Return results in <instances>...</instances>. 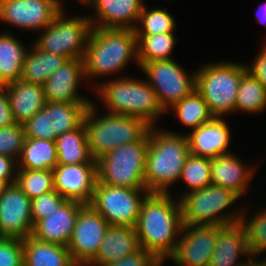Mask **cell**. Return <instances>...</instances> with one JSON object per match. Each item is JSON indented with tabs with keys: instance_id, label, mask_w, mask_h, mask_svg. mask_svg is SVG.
Wrapping results in <instances>:
<instances>
[{
	"instance_id": "obj_48",
	"label": "cell",
	"mask_w": 266,
	"mask_h": 266,
	"mask_svg": "<svg viewBox=\"0 0 266 266\" xmlns=\"http://www.w3.org/2000/svg\"><path fill=\"white\" fill-rule=\"evenodd\" d=\"M62 6H63V3H62V0H57ZM79 3H82L83 5L86 4L87 0H77Z\"/></svg>"
},
{
	"instance_id": "obj_25",
	"label": "cell",
	"mask_w": 266,
	"mask_h": 266,
	"mask_svg": "<svg viewBox=\"0 0 266 266\" xmlns=\"http://www.w3.org/2000/svg\"><path fill=\"white\" fill-rule=\"evenodd\" d=\"M67 246L40 241L33 236L23 239V266H73Z\"/></svg>"
},
{
	"instance_id": "obj_18",
	"label": "cell",
	"mask_w": 266,
	"mask_h": 266,
	"mask_svg": "<svg viewBox=\"0 0 266 266\" xmlns=\"http://www.w3.org/2000/svg\"><path fill=\"white\" fill-rule=\"evenodd\" d=\"M144 0H87L84 6L94 9L89 16L92 27L135 29Z\"/></svg>"
},
{
	"instance_id": "obj_7",
	"label": "cell",
	"mask_w": 266,
	"mask_h": 266,
	"mask_svg": "<svg viewBox=\"0 0 266 266\" xmlns=\"http://www.w3.org/2000/svg\"><path fill=\"white\" fill-rule=\"evenodd\" d=\"M182 223L192 225H230L241 222L242 211L224 212L229 206L239 200V196L229 189L208 185L205 188L193 190L178 195ZM238 211V212H237ZM240 212V213H239Z\"/></svg>"
},
{
	"instance_id": "obj_6",
	"label": "cell",
	"mask_w": 266,
	"mask_h": 266,
	"mask_svg": "<svg viewBox=\"0 0 266 266\" xmlns=\"http://www.w3.org/2000/svg\"><path fill=\"white\" fill-rule=\"evenodd\" d=\"M245 64L234 62L209 63L196 72V90L203 97L213 117L235 112L241 76Z\"/></svg>"
},
{
	"instance_id": "obj_49",
	"label": "cell",
	"mask_w": 266,
	"mask_h": 266,
	"mask_svg": "<svg viewBox=\"0 0 266 266\" xmlns=\"http://www.w3.org/2000/svg\"><path fill=\"white\" fill-rule=\"evenodd\" d=\"M73 266H89L87 264H78V263H75Z\"/></svg>"
},
{
	"instance_id": "obj_12",
	"label": "cell",
	"mask_w": 266,
	"mask_h": 266,
	"mask_svg": "<svg viewBox=\"0 0 266 266\" xmlns=\"http://www.w3.org/2000/svg\"><path fill=\"white\" fill-rule=\"evenodd\" d=\"M109 226L90 204L81 207L67 245L74 263L88 264L96 256Z\"/></svg>"
},
{
	"instance_id": "obj_35",
	"label": "cell",
	"mask_w": 266,
	"mask_h": 266,
	"mask_svg": "<svg viewBox=\"0 0 266 266\" xmlns=\"http://www.w3.org/2000/svg\"><path fill=\"white\" fill-rule=\"evenodd\" d=\"M211 158L190 154L183 166L179 181H183L187 188L185 193L211 185Z\"/></svg>"
},
{
	"instance_id": "obj_5",
	"label": "cell",
	"mask_w": 266,
	"mask_h": 266,
	"mask_svg": "<svg viewBox=\"0 0 266 266\" xmlns=\"http://www.w3.org/2000/svg\"><path fill=\"white\" fill-rule=\"evenodd\" d=\"M95 105L94 102L89 105L83 120L94 160L97 161L115 148L144 141L149 136L152 126L143 119L109 112L98 116Z\"/></svg>"
},
{
	"instance_id": "obj_10",
	"label": "cell",
	"mask_w": 266,
	"mask_h": 266,
	"mask_svg": "<svg viewBox=\"0 0 266 266\" xmlns=\"http://www.w3.org/2000/svg\"><path fill=\"white\" fill-rule=\"evenodd\" d=\"M147 189H130L96 182L89 203L110 225L135 227Z\"/></svg>"
},
{
	"instance_id": "obj_17",
	"label": "cell",
	"mask_w": 266,
	"mask_h": 266,
	"mask_svg": "<svg viewBox=\"0 0 266 266\" xmlns=\"http://www.w3.org/2000/svg\"><path fill=\"white\" fill-rule=\"evenodd\" d=\"M86 80L83 59L72 58L56 70L43 84L46 102H92L79 95L81 80Z\"/></svg>"
},
{
	"instance_id": "obj_3",
	"label": "cell",
	"mask_w": 266,
	"mask_h": 266,
	"mask_svg": "<svg viewBox=\"0 0 266 266\" xmlns=\"http://www.w3.org/2000/svg\"><path fill=\"white\" fill-rule=\"evenodd\" d=\"M190 155L187 135L152 127L145 163V187L150 193H170Z\"/></svg>"
},
{
	"instance_id": "obj_40",
	"label": "cell",
	"mask_w": 266,
	"mask_h": 266,
	"mask_svg": "<svg viewBox=\"0 0 266 266\" xmlns=\"http://www.w3.org/2000/svg\"><path fill=\"white\" fill-rule=\"evenodd\" d=\"M24 125L25 137L51 141L49 124V102Z\"/></svg>"
},
{
	"instance_id": "obj_34",
	"label": "cell",
	"mask_w": 266,
	"mask_h": 266,
	"mask_svg": "<svg viewBox=\"0 0 266 266\" xmlns=\"http://www.w3.org/2000/svg\"><path fill=\"white\" fill-rule=\"evenodd\" d=\"M174 16L161 8L148 9L143 5L142 11L136 25V35H155L162 33H175ZM141 26V27H140Z\"/></svg>"
},
{
	"instance_id": "obj_1",
	"label": "cell",
	"mask_w": 266,
	"mask_h": 266,
	"mask_svg": "<svg viewBox=\"0 0 266 266\" xmlns=\"http://www.w3.org/2000/svg\"><path fill=\"white\" fill-rule=\"evenodd\" d=\"M171 193H149L135 226L140 248L165 262L177 247L183 223L179 199Z\"/></svg>"
},
{
	"instance_id": "obj_13",
	"label": "cell",
	"mask_w": 266,
	"mask_h": 266,
	"mask_svg": "<svg viewBox=\"0 0 266 266\" xmlns=\"http://www.w3.org/2000/svg\"><path fill=\"white\" fill-rule=\"evenodd\" d=\"M223 225L182 227L175 252L169 257L177 266H209Z\"/></svg>"
},
{
	"instance_id": "obj_19",
	"label": "cell",
	"mask_w": 266,
	"mask_h": 266,
	"mask_svg": "<svg viewBox=\"0 0 266 266\" xmlns=\"http://www.w3.org/2000/svg\"><path fill=\"white\" fill-rule=\"evenodd\" d=\"M186 135L190 154L194 156L215 158L232 153L229 151L230 128L223 117H213Z\"/></svg>"
},
{
	"instance_id": "obj_20",
	"label": "cell",
	"mask_w": 266,
	"mask_h": 266,
	"mask_svg": "<svg viewBox=\"0 0 266 266\" xmlns=\"http://www.w3.org/2000/svg\"><path fill=\"white\" fill-rule=\"evenodd\" d=\"M242 256L248 260H238ZM254 260L249 250L246 230L241 222L225 225L219 230L209 266H250Z\"/></svg>"
},
{
	"instance_id": "obj_22",
	"label": "cell",
	"mask_w": 266,
	"mask_h": 266,
	"mask_svg": "<svg viewBox=\"0 0 266 266\" xmlns=\"http://www.w3.org/2000/svg\"><path fill=\"white\" fill-rule=\"evenodd\" d=\"M210 169L212 185L229 189L240 198L246 194L256 172L255 166L245 165L233 152L211 158Z\"/></svg>"
},
{
	"instance_id": "obj_9",
	"label": "cell",
	"mask_w": 266,
	"mask_h": 266,
	"mask_svg": "<svg viewBox=\"0 0 266 266\" xmlns=\"http://www.w3.org/2000/svg\"><path fill=\"white\" fill-rule=\"evenodd\" d=\"M64 12L63 8L52 23L43 29L42 36L37 38L34 45L42 51L65 57L67 60L83 59L92 29L89 15L67 18Z\"/></svg>"
},
{
	"instance_id": "obj_23",
	"label": "cell",
	"mask_w": 266,
	"mask_h": 266,
	"mask_svg": "<svg viewBox=\"0 0 266 266\" xmlns=\"http://www.w3.org/2000/svg\"><path fill=\"white\" fill-rule=\"evenodd\" d=\"M140 249L135 227L110 225L89 266H106Z\"/></svg>"
},
{
	"instance_id": "obj_24",
	"label": "cell",
	"mask_w": 266,
	"mask_h": 266,
	"mask_svg": "<svg viewBox=\"0 0 266 266\" xmlns=\"http://www.w3.org/2000/svg\"><path fill=\"white\" fill-rule=\"evenodd\" d=\"M4 86L16 123L25 124L45 106L43 85L20 79Z\"/></svg>"
},
{
	"instance_id": "obj_16",
	"label": "cell",
	"mask_w": 266,
	"mask_h": 266,
	"mask_svg": "<svg viewBox=\"0 0 266 266\" xmlns=\"http://www.w3.org/2000/svg\"><path fill=\"white\" fill-rule=\"evenodd\" d=\"M54 186L62 197L89 204L98 180L97 163L57 165L53 170Z\"/></svg>"
},
{
	"instance_id": "obj_42",
	"label": "cell",
	"mask_w": 266,
	"mask_h": 266,
	"mask_svg": "<svg viewBox=\"0 0 266 266\" xmlns=\"http://www.w3.org/2000/svg\"><path fill=\"white\" fill-rule=\"evenodd\" d=\"M161 263L153 253L140 248L135 253L106 266H159Z\"/></svg>"
},
{
	"instance_id": "obj_4",
	"label": "cell",
	"mask_w": 266,
	"mask_h": 266,
	"mask_svg": "<svg viewBox=\"0 0 266 266\" xmlns=\"http://www.w3.org/2000/svg\"><path fill=\"white\" fill-rule=\"evenodd\" d=\"M94 91L107 112L141 118L152 127H156L160 115L167 113L145 79L115 76L101 84L94 83Z\"/></svg>"
},
{
	"instance_id": "obj_46",
	"label": "cell",
	"mask_w": 266,
	"mask_h": 266,
	"mask_svg": "<svg viewBox=\"0 0 266 266\" xmlns=\"http://www.w3.org/2000/svg\"><path fill=\"white\" fill-rule=\"evenodd\" d=\"M261 4L262 5L258 6V10H256V19L259 23L266 26V2Z\"/></svg>"
},
{
	"instance_id": "obj_28",
	"label": "cell",
	"mask_w": 266,
	"mask_h": 266,
	"mask_svg": "<svg viewBox=\"0 0 266 266\" xmlns=\"http://www.w3.org/2000/svg\"><path fill=\"white\" fill-rule=\"evenodd\" d=\"M17 169L53 170L58 165L56 142L25 137Z\"/></svg>"
},
{
	"instance_id": "obj_26",
	"label": "cell",
	"mask_w": 266,
	"mask_h": 266,
	"mask_svg": "<svg viewBox=\"0 0 266 266\" xmlns=\"http://www.w3.org/2000/svg\"><path fill=\"white\" fill-rule=\"evenodd\" d=\"M55 142L58 165L97 163L89 150L84 123L74 130L58 136Z\"/></svg>"
},
{
	"instance_id": "obj_15",
	"label": "cell",
	"mask_w": 266,
	"mask_h": 266,
	"mask_svg": "<svg viewBox=\"0 0 266 266\" xmlns=\"http://www.w3.org/2000/svg\"><path fill=\"white\" fill-rule=\"evenodd\" d=\"M31 199L17 183L0 196V237L25 239L32 235Z\"/></svg>"
},
{
	"instance_id": "obj_14",
	"label": "cell",
	"mask_w": 266,
	"mask_h": 266,
	"mask_svg": "<svg viewBox=\"0 0 266 266\" xmlns=\"http://www.w3.org/2000/svg\"><path fill=\"white\" fill-rule=\"evenodd\" d=\"M62 9L57 0H0V21L25 30L43 31Z\"/></svg>"
},
{
	"instance_id": "obj_21",
	"label": "cell",
	"mask_w": 266,
	"mask_h": 266,
	"mask_svg": "<svg viewBox=\"0 0 266 266\" xmlns=\"http://www.w3.org/2000/svg\"><path fill=\"white\" fill-rule=\"evenodd\" d=\"M83 205L84 203L79 201L67 200L49 217L37 221L31 236L40 241L67 246Z\"/></svg>"
},
{
	"instance_id": "obj_44",
	"label": "cell",
	"mask_w": 266,
	"mask_h": 266,
	"mask_svg": "<svg viewBox=\"0 0 266 266\" xmlns=\"http://www.w3.org/2000/svg\"><path fill=\"white\" fill-rule=\"evenodd\" d=\"M17 164L15 159L0 154V180L9 184L16 183Z\"/></svg>"
},
{
	"instance_id": "obj_30",
	"label": "cell",
	"mask_w": 266,
	"mask_h": 266,
	"mask_svg": "<svg viewBox=\"0 0 266 266\" xmlns=\"http://www.w3.org/2000/svg\"><path fill=\"white\" fill-rule=\"evenodd\" d=\"M92 102H49V124L51 141L68 131L79 127L87 108Z\"/></svg>"
},
{
	"instance_id": "obj_11",
	"label": "cell",
	"mask_w": 266,
	"mask_h": 266,
	"mask_svg": "<svg viewBox=\"0 0 266 266\" xmlns=\"http://www.w3.org/2000/svg\"><path fill=\"white\" fill-rule=\"evenodd\" d=\"M140 68L166 112L196 90V72L188 74L174 59L144 63Z\"/></svg>"
},
{
	"instance_id": "obj_31",
	"label": "cell",
	"mask_w": 266,
	"mask_h": 266,
	"mask_svg": "<svg viewBox=\"0 0 266 266\" xmlns=\"http://www.w3.org/2000/svg\"><path fill=\"white\" fill-rule=\"evenodd\" d=\"M139 67L156 60L173 59L171 53L177 43L175 33L136 35Z\"/></svg>"
},
{
	"instance_id": "obj_36",
	"label": "cell",
	"mask_w": 266,
	"mask_h": 266,
	"mask_svg": "<svg viewBox=\"0 0 266 266\" xmlns=\"http://www.w3.org/2000/svg\"><path fill=\"white\" fill-rule=\"evenodd\" d=\"M16 183L32 200L55 190L52 170L17 169Z\"/></svg>"
},
{
	"instance_id": "obj_27",
	"label": "cell",
	"mask_w": 266,
	"mask_h": 266,
	"mask_svg": "<svg viewBox=\"0 0 266 266\" xmlns=\"http://www.w3.org/2000/svg\"><path fill=\"white\" fill-rule=\"evenodd\" d=\"M25 45L12 33H0V86L21 79L25 55Z\"/></svg>"
},
{
	"instance_id": "obj_45",
	"label": "cell",
	"mask_w": 266,
	"mask_h": 266,
	"mask_svg": "<svg viewBox=\"0 0 266 266\" xmlns=\"http://www.w3.org/2000/svg\"><path fill=\"white\" fill-rule=\"evenodd\" d=\"M5 86H0V127L15 124Z\"/></svg>"
},
{
	"instance_id": "obj_8",
	"label": "cell",
	"mask_w": 266,
	"mask_h": 266,
	"mask_svg": "<svg viewBox=\"0 0 266 266\" xmlns=\"http://www.w3.org/2000/svg\"><path fill=\"white\" fill-rule=\"evenodd\" d=\"M149 136L115 148L97 160L98 181L130 189H146L145 163Z\"/></svg>"
},
{
	"instance_id": "obj_39",
	"label": "cell",
	"mask_w": 266,
	"mask_h": 266,
	"mask_svg": "<svg viewBox=\"0 0 266 266\" xmlns=\"http://www.w3.org/2000/svg\"><path fill=\"white\" fill-rule=\"evenodd\" d=\"M67 199L62 197L57 191L53 190L41 194L31 200V213L33 225L46 217H49L54 211L58 210Z\"/></svg>"
},
{
	"instance_id": "obj_37",
	"label": "cell",
	"mask_w": 266,
	"mask_h": 266,
	"mask_svg": "<svg viewBox=\"0 0 266 266\" xmlns=\"http://www.w3.org/2000/svg\"><path fill=\"white\" fill-rule=\"evenodd\" d=\"M262 209L257 210L258 212L249 218L250 220L246 219L243 211L241 218L247 233L249 250L255 260L260 257V253L266 252V207Z\"/></svg>"
},
{
	"instance_id": "obj_41",
	"label": "cell",
	"mask_w": 266,
	"mask_h": 266,
	"mask_svg": "<svg viewBox=\"0 0 266 266\" xmlns=\"http://www.w3.org/2000/svg\"><path fill=\"white\" fill-rule=\"evenodd\" d=\"M0 266H23V239L0 237Z\"/></svg>"
},
{
	"instance_id": "obj_47",
	"label": "cell",
	"mask_w": 266,
	"mask_h": 266,
	"mask_svg": "<svg viewBox=\"0 0 266 266\" xmlns=\"http://www.w3.org/2000/svg\"><path fill=\"white\" fill-rule=\"evenodd\" d=\"M8 186H9L8 182L0 180V196L5 192Z\"/></svg>"
},
{
	"instance_id": "obj_32",
	"label": "cell",
	"mask_w": 266,
	"mask_h": 266,
	"mask_svg": "<svg viewBox=\"0 0 266 266\" xmlns=\"http://www.w3.org/2000/svg\"><path fill=\"white\" fill-rule=\"evenodd\" d=\"M172 110L177 119L191 130L210 121L213 116L203 97L195 90L191 95L184 97L174 104Z\"/></svg>"
},
{
	"instance_id": "obj_2",
	"label": "cell",
	"mask_w": 266,
	"mask_h": 266,
	"mask_svg": "<svg viewBox=\"0 0 266 266\" xmlns=\"http://www.w3.org/2000/svg\"><path fill=\"white\" fill-rule=\"evenodd\" d=\"M138 60V39L133 29L92 27L83 57L86 81L121 72Z\"/></svg>"
},
{
	"instance_id": "obj_38",
	"label": "cell",
	"mask_w": 266,
	"mask_h": 266,
	"mask_svg": "<svg viewBox=\"0 0 266 266\" xmlns=\"http://www.w3.org/2000/svg\"><path fill=\"white\" fill-rule=\"evenodd\" d=\"M25 140L24 125L15 123L0 127V154L18 161Z\"/></svg>"
},
{
	"instance_id": "obj_43",
	"label": "cell",
	"mask_w": 266,
	"mask_h": 266,
	"mask_svg": "<svg viewBox=\"0 0 266 266\" xmlns=\"http://www.w3.org/2000/svg\"><path fill=\"white\" fill-rule=\"evenodd\" d=\"M261 49L253 63L251 65L245 64V66L247 71L266 88V43Z\"/></svg>"
},
{
	"instance_id": "obj_33",
	"label": "cell",
	"mask_w": 266,
	"mask_h": 266,
	"mask_svg": "<svg viewBox=\"0 0 266 266\" xmlns=\"http://www.w3.org/2000/svg\"><path fill=\"white\" fill-rule=\"evenodd\" d=\"M266 108V88L246 71L240 80L235 112L258 114Z\"/></svg>"
},
{
	"instance_id": "obj_29",
	"label": "cell",
	"mask_w": 266,
	"mask_h": 266,
	"mask_svg": "<svg viewBox=\"0 0 266 266\" xmlns=\"http://www.w3.org/2000/svg\"><path fill=\"white\" fill-rule=\"evenodd\" d=\"M66 60L65 57L42 51L33 44L25 55L21 80L43 85Z\"/></svg>"
}]
</instances>
